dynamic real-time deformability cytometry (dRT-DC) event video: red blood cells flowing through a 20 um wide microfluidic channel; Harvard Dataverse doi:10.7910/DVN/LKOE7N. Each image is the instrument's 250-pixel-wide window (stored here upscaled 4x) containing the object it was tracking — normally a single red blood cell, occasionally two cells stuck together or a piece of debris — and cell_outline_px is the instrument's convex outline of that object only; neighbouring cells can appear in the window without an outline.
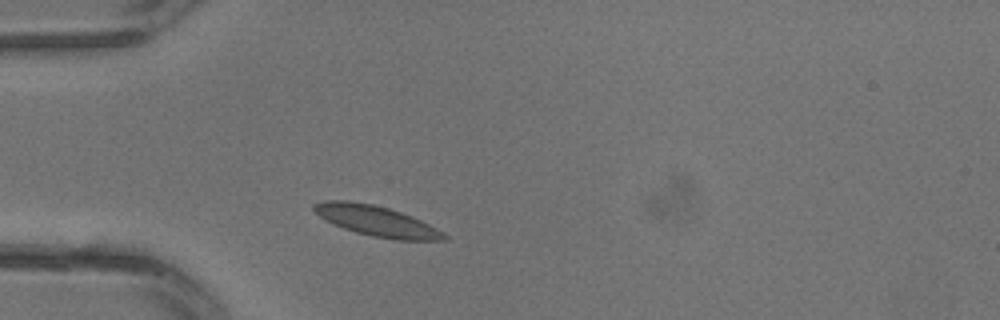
{"species": "common noctule bat (a hibernating species)", "species_latin": "Nyctalus noctula", "temperature_condition": "warm", "stored_images_in_passage": 1, "camera_frame_rate_fps": 3000, "um_per_image_px": 0.085, "animal": {"sex": "male", "body_mass_g": 13.3}, "frame": {"image": 1, "passage_image": 1, "time_ms": 0.0, "image_size_px": [1000, 320], "cell_outline_px": [[448, 240], [396, 240], [372, 236], [356, 232], [332, 224], [324, 220], [312, 208], [312, 204], [324, 200], [348, 200], [372, 204], [388, 208], [412, 216], [444, 232], [448, 236]], "centroid_in_image_um": [31.99, 18.78], "position_along_channel_um": 53.0, "area_um2": 23.06}}